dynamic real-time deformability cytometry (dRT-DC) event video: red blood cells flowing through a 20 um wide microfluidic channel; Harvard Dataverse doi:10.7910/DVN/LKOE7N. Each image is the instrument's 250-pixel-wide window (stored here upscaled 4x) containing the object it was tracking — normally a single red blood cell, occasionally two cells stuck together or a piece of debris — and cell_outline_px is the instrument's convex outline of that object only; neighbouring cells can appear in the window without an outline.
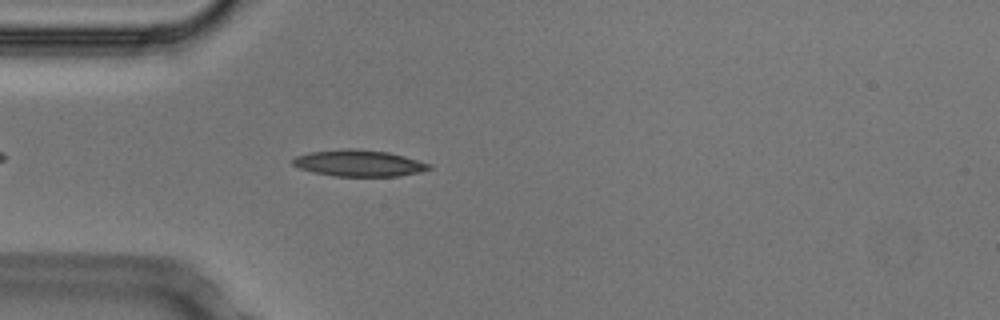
{"species": "Egyptian fruit bat (a non-hibernating species)", "species_latin": "Rousettus aegyptiacus", "temperature_condition": "cold", "stored_images_in_passage": 44, "camera_frame_rate_fps": 3000, "um_per_image_px": 0.085, "animal": {"sex": "male"}, "frame": {"image": 1, "passage_image": 6, "time_ms": 1.667, "image_size_px": [1000, 320], "cell_outline_px": [[432, 168], [420, 172], [400, 176], [336, 176], [312, 172], [300, 168], [292, 164], [292, 160], [296, 156], [308, 152], [344, 148], [352, 148], [388, 152], [404, 156], [432, 164]], "centroid_in_image_um": [30.51, 13.86], "position_along_channel_um": 54.5, "area_um2": 21.1}}
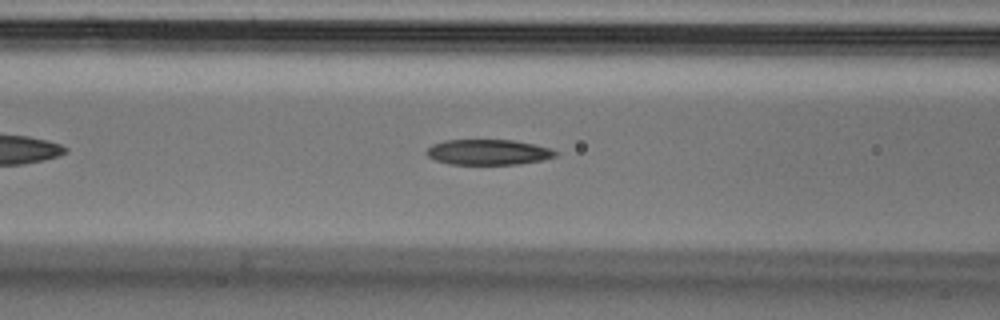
{"frame": {"image": 2, "passage_image": 12, "time_ms": 3.667, "image_size_px": [1000, 320], "cell_outline_px": [[560, 152], [556, 156], [540, 160], [520, 164], [448, 164], [436, 160], [428, 156], [424, 152], [432, 144], [444, 140], [512, 140], [532, 144], [548, 148]], "centroid_in_image_um": [41.46, 12.93], "position_along_channel_um": 125.1, "area_um2": 19.02}}
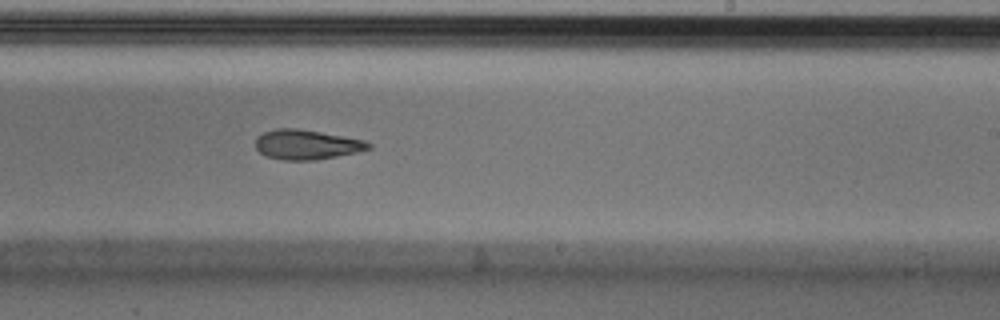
{"frame": {"image": 3, "passage_image": 23, "time_ms": 7.333, "image_size_px": [1000, 320], "cell_outline_px": [[372, 148], [356, 152], [316, 160], [284, 160], [264, 156], [256, 148], [256, 136], [264, 132], [276, 128], [296, 128], [320, 132], [364, 140], [372, 144]], "centroid_in_image_um": [26.03, 12.29], "position_along_channel_um": 263.0, "area_um2": 19.54}, "authors_computed_cell_mechanics": {"area_um2": 20.3167, "velocity_mm_per_s": 3.7564, "shape_relaxation_time_tau1_ms": 5.2924, "shape_relaxation_time_tau2_ms": 10.8161, "deformation_change_tau1": 0.1396, "deformation_change_tau2": 0.2419}}